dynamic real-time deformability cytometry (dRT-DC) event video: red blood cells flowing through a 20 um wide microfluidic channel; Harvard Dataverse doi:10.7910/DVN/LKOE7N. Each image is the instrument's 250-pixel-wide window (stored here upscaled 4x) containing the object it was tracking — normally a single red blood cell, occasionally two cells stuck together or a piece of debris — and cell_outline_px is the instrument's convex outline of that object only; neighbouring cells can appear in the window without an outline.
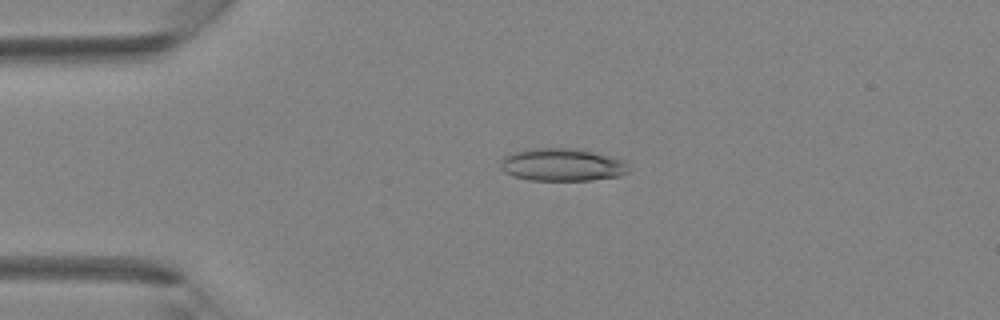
{"species": "Egyptian fruit bat (a non-hibernating species)", "species_latin": "Rousettus aegyptiacus", "temperature_condition": "room temperature", "stored_images_in_passage": 40, "camera_frame_rate_fps": 3000, "um_per_image_px": 0.085, "animal": {"sex": "female"}, "frame": {"image": 1, "passage_image": 9, "time_ms": 2.667, "image_size_px": [1000, 320], "cell_outline_px": [[632, 168], [628, 172], [620, 176], [592, 180], [528, 180], [512, 176], [504, 172], [500, 168], [500, 160], [504, 156], [512, 152], [524, 148], [580, 148], [628, 160]], "centroid_in_image_um": [47.82, 13.99], "position_along_channel_um": 37.2, "area_um2": 25.26}}
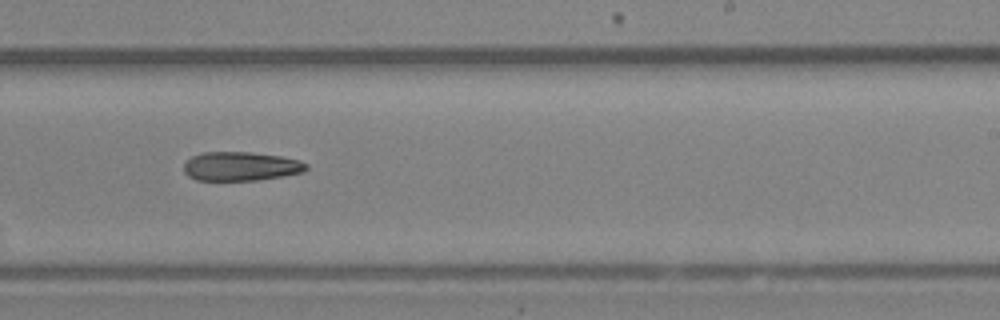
{"frame": {"image": 2, "passage_image": 25, "time_ms": 8.0, "image_size_px": [1000, 320], "cell_outline_px": [[308, 168], [304, 172], [256, 180], [196, 180], [188, 176], [184, 172], [184, 164], [192, 156], [204, 152], [248, 152], [280, 156], [300, 160], [308, 164]], "centroid_in_image_um": [20.47, 14.13], "position_along_channel_um": 268.5, "area_um2": 20.58}}
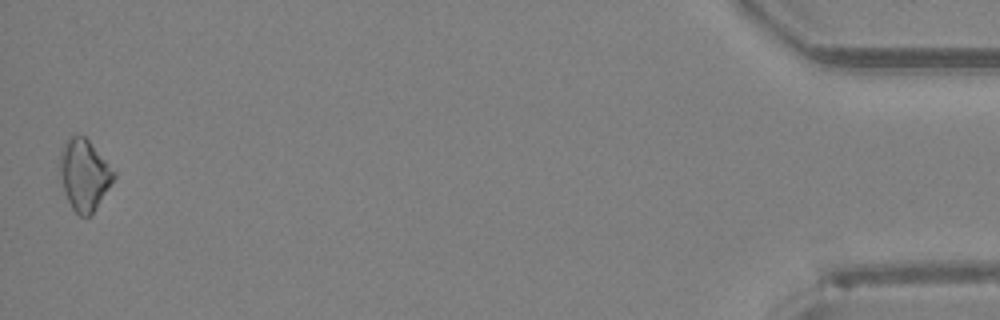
{"frame": {"image": 3, "passage_image": 40, "time_ms": 13.0, "image_size_px": [1000, 320], "cell_outline_px": [[116, 176], [92, 212], [88, 216], [80, 216], [72, 208], [64, 192], [60, 172], [60, 152], [64, 144], [72, 136], [84, 136], [88, 140], [116, 172]], "centroid_in_image_um": [7.15, 14.85], "position_along_channel_um": 428.0, "area_um2": 21.68}}